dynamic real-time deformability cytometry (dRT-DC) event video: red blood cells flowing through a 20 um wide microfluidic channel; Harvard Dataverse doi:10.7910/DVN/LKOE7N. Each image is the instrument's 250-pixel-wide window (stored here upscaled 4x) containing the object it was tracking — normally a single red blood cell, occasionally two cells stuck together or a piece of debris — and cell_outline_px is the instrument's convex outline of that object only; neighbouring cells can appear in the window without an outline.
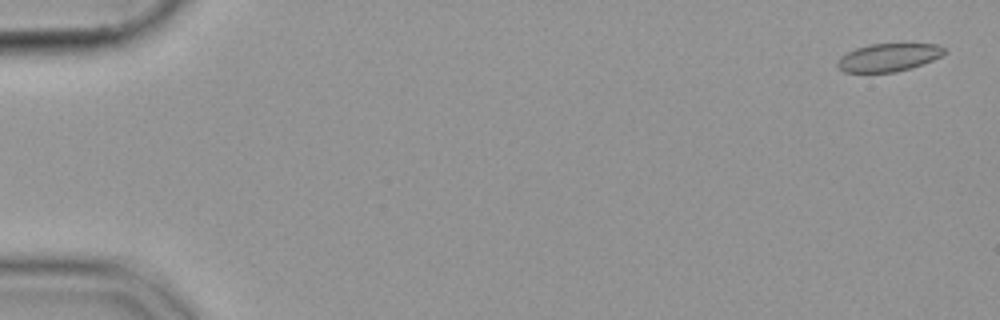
{"species": "common noctule bat (a hibernating species)", "species_latin": "Nyctalus noctula", "temperature_condition": "cold", "stored_images_in_passage": 56, "camera_frame_rate_fps": 3000, "um_per_image_px": 0.085, "animal": {"sex": "female", "body_mass_g": 19.9}, "frame": {"image": 1, "passage_image": 2, "time_ms": 0.333, "image_size_px": [1000, 320], "cell_outline_px": [[948, 52], [932, 60], [912, 68], [896, 72], [844, 72], [836, 64], [840, 56], [856, 48], [868, 44], [936, 44], [944, 48]], "centroid_in_image_um": [75.52, 4.88], "position_along_channel_um": 9.5, "area_um2": 17.34}}
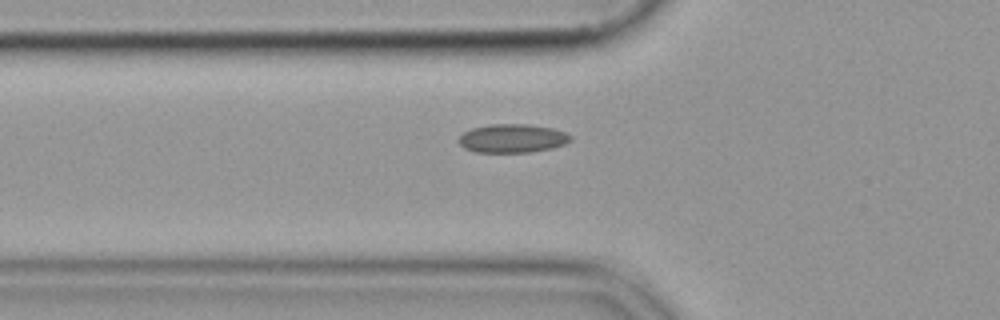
{"frame": {"image": 2, "passage_image": 20, "time_ms": 6.333, "image_size_px": [1000, 320], "cell_outline_px": [[572, 140], [564, 144], [552, 148], [528, 152], [476, 152], [464, 148], [456, 140], [464, 132], [472, 128], [492, 124], [528, 124], [552, 128], [564, 132], [572, 136]], "centroid_in_image_um": [43.54, 11.76], "position_along_channel_um": 82.3, "area_um2": 18.61}}
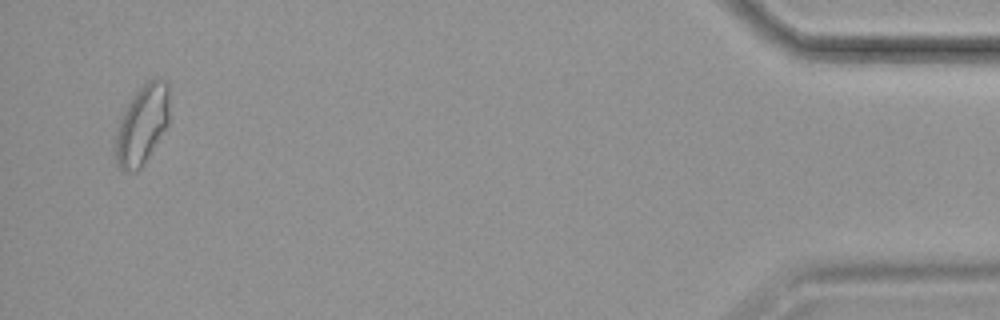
{"frame": {"image": 3, "passage_image": 54, "time_ms": 17.667, "image_size_px": [1000, 320], "cell_outline_px": [[168, 124], [144, 164], [136, 172], [124, 172], [116, 164], [116, 136], [120, 120], [132, 96], [152, 76], [156, 76], [168, 80]], "centroid_in_image_um": [12.1, 10.58], "position_along_channel_um": 423.1, "area_um2": 24.85}}